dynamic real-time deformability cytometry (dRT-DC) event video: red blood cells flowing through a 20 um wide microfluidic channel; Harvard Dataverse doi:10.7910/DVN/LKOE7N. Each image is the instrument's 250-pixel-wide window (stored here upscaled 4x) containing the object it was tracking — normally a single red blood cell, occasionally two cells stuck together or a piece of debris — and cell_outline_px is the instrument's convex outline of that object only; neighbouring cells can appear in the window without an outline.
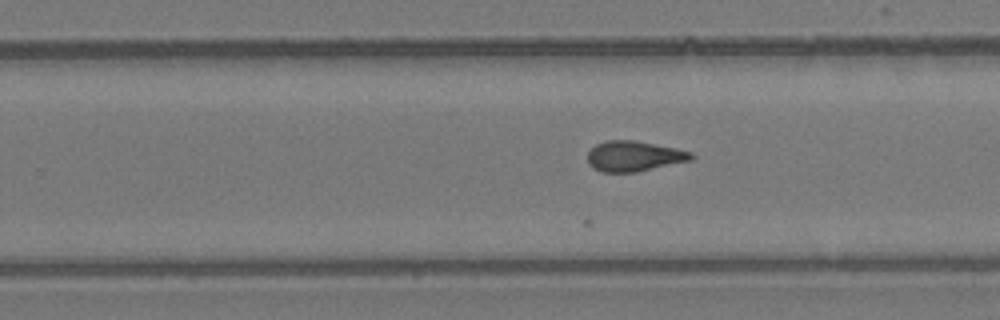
{"species": "common noctule bat (a hibernating species)", "species_latin": "Nyctalus noctula", "temperature_condition": "room temperature", "stored_images_in_passage": 32, "camera_frame_rate_fps": 3000, "um_per_image_px": 0.085, "animal": {"sex": "female", "body_mass_g": 24.6, "forearm_length_mm": 56.2}, "frame": {"image": 1, "passage_image": 16, "time_ms": 5.0, "image_size_px": [1000, 320], "cell_outline_px": [[696, 156], [692, 160], [636, 172], [600, 172], [592, 168], [588, 164], [588, 152], [596, 144], [604, 140], [632, 140], [676, 148], [692, 152]], "centroid_in_image_um": [53.88, 13.28], "position_along_channel_um": 275.9, "area_um2": 18.44}}
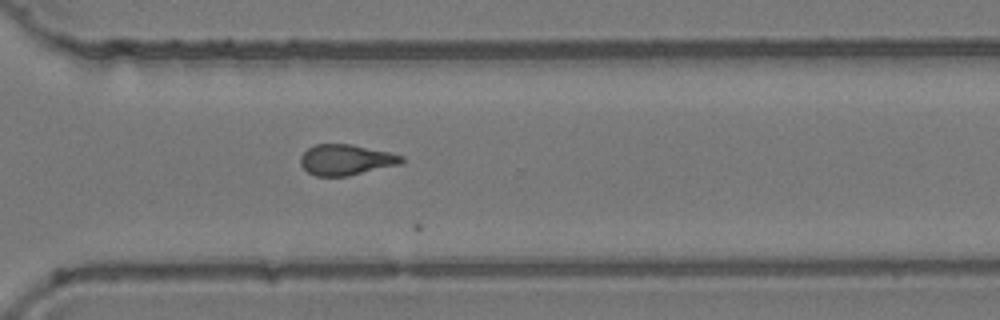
{"frame": {"image": 2, "passage_image": 21, "time_ms": 6.667, "image_size_px": [1000, 320], "cell_outline_px": [[404, 160], [400, 164], [348, 176], [316, 176], [308, 172], [300, 164], [300, 156], [308, 148], [316, 144], [352, 144], [388, 152], [404, 156]], "centroid_in_image_um": [29.4, 13.58], "position_along_channel_um": 341.2, "area_um2": 18.03}}
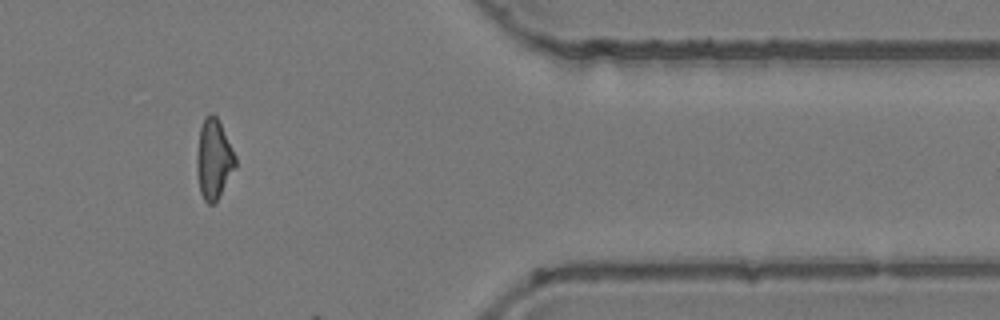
{"frame": {"image": 3, "passage_image": 27, "time_ms": 8.667, "image_size_px": [1000, 320], "cell_outline_px": [[236, 168], [216, 200], [212, 204], [208, 204], [204, 200], [200, 192], [196, 172], [196, 156], [200, 128], [204, 116], [208, 112], [212, 112], [216, 116], [236, 156]], "centroid_in_image_um": [18.15, 13.51], "position_along_channel_um": 393.3, "area_um2": 17.98}}